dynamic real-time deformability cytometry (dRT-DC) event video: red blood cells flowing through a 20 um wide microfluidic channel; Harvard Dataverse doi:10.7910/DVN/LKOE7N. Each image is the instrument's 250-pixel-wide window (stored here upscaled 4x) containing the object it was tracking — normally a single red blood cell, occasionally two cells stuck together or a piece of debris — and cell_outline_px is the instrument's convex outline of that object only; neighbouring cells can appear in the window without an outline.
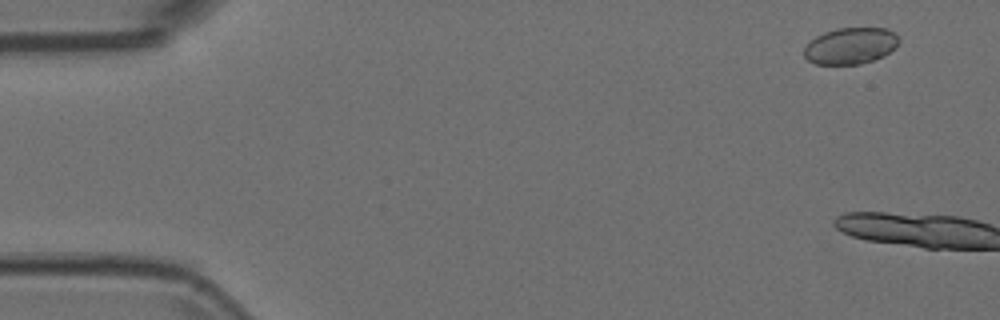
{"species": "Egyptian fruit bat (a non-hibernating species)", "species_latin": "Rousettus aegyptiacus", "temperature_condition": "room temperature", "stored_images_in_passage": 4, "camera_frame_rate_fps": 3000, "um_per_image_px": 0.085, "animal": {"sex": "female"}, "frame": {"image": 1, "passage_image": 2, "time_ms": 0.333, "image_size_px": [1000, 320], "cell_outline_px": [[900, 40], [896, 48], [884, 56], [860, 64], [816, 64], [808, 60], [804, 56], [804, 48], [816, 36], [824, 32], [836, 28], [888, 28], [896, 32]], "centroid_in_image_um": [72.34, 3.88], "position_along_channel_um": 12.7, "area_um2": 20.29}}